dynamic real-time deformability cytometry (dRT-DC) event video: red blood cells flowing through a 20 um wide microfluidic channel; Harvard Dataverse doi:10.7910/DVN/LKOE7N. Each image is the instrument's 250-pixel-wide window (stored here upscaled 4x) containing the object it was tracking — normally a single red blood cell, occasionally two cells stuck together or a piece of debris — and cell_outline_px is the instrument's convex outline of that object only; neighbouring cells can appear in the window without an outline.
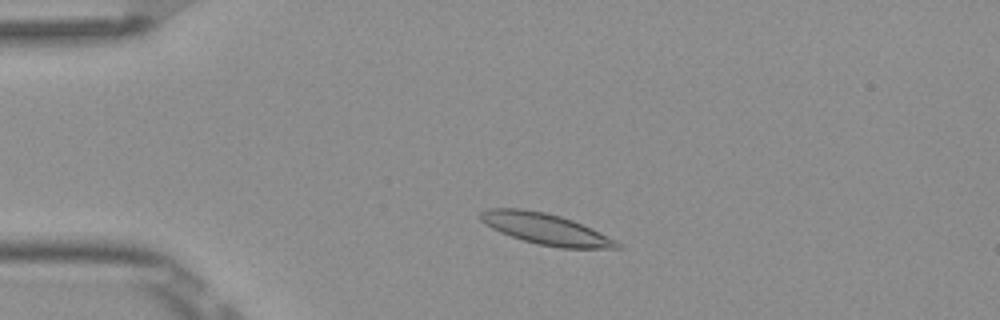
{"species": "Egyptian fruit bat (a non-hibernating species)", "species_latin": "Rousettus aegyptiacus", "temperature_condition": "room temperature", "stored_images_in_passage": 4, "camera_frame_rate_fps": 3000, "um_per_image_px": 0.085, "frame": {"image": 1, "passage_image": 3, "time_ms": 0.667, "image_size_px": [1000, 320], "cell_outline_px": [[624, 248], [560, 248], [540, 244], [524, 240], [500, 232], [484, 224], [480, 220], [480, 212], [488, 208], [520, 208], [544, 212], [560, 216], [572, 220], [616, 240]], "centroid_in_image_um": [46.35, 19.45], "position_along_channel_um": 38.7, "area_um2": 24.39}}